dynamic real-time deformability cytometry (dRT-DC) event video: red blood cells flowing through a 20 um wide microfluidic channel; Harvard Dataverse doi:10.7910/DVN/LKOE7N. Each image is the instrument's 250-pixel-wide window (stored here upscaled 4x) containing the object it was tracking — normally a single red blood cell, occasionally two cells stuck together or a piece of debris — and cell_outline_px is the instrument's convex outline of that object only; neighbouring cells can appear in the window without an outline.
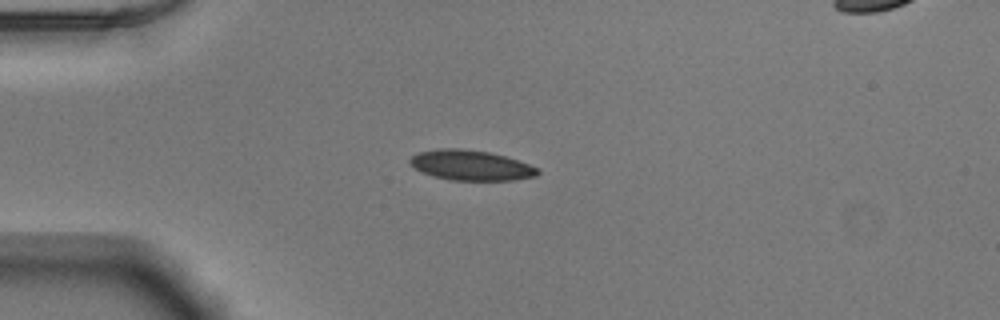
{"species": "Egyptian fruit bat (a non-hibernating species)", "species_latin": "Rousettus aegyptiacus", "temperature_condition": "warm", "stored_images_in_passage": 39, "camera_frame_rate_fps": 3000, "um_per_image_px": 0.085, "animal": {"sex": "male"}, "frame": {"image": 1, "passage_image": 1, "time_ms": 0.0, "image_size_px": [1000, 320], "cell_outline_px": [[540, 172], [536, 176], [512, 180], [452, 180], [432, 176], [416, 168], [408, 160], [412, 156], [420, 152], [436, 148], [460, 148], [488, 152], [504, 156], [540, 168]], "centroid_in_image_um": [40.04, 14.05], "position_along_channel_um": 45.0, "area_um2": 22.25}}
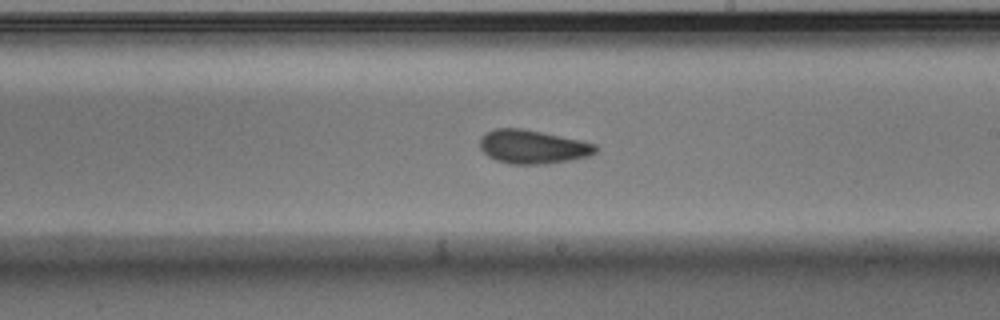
{"frame": {"image": 2, "passage_image": 18, "time_ms": 5.667, "image_size_px": [1000, 320], "cell_outline_px": [[600, 148], [596, 152], [588, 156], [548, 164], [508, 164], [496, 160], [488, 156], [480, 148], [480, 136], [496, 128], [520, 128], [580, 140], [596, 144]], "centroid_in_image_um": [45.28, 12.49], "position_along_channel_um": 243.7, "area_um2": 22.66}}
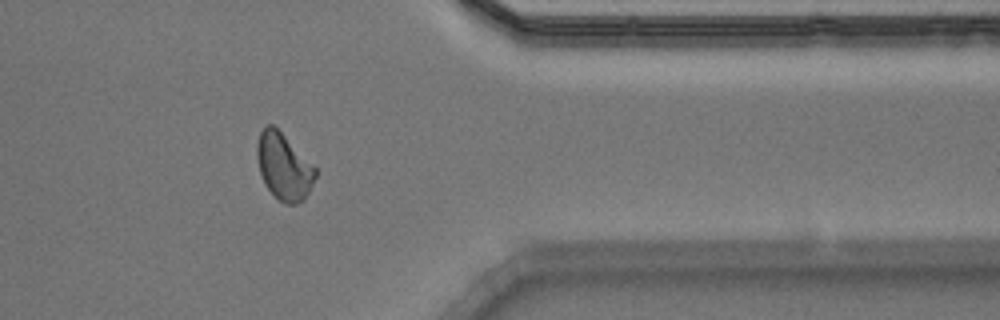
{"frame": {"image": 3, "passage_image": 30, "time_ms": 9.667, "image_size_px": [1000, 320], "cell_outline_px": [[316, 176], [304, 200], [296, 204], [288, 204], [280, 200], [264, 184], [260, 172], [256, 156], [256, 144], [260, 132], [268, 124], [272, 124], [316, 168]], "centroid_in_image_um": [24.1, 14.17], "position_along_channel_um": 387.3, "area_um2": 22.14}, "authors_computed_cell_mechanics": {"area_um2": 22.253, "velocity_mm_per_s": 3.8926, "shape_relaxation_time_tau1_ms": 4.6534, "shape_relaxation_time_tau2_ms": 1.4067, "deformation_change_tau1": 0.1135, "deformation_change_tau2": 0.0765}}